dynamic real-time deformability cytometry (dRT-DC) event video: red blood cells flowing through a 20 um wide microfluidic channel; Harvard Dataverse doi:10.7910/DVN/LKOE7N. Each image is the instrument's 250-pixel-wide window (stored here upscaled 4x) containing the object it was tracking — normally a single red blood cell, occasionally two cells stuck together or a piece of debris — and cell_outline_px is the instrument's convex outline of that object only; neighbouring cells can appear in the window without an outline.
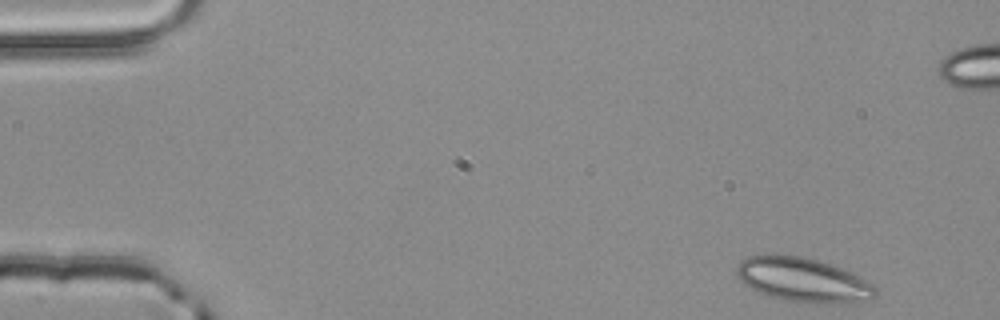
{"species": "common noctule bat (a hibernating species)", "species_latin": "Nyctalus noctula", "temperature_condition": "room temperature", "stored_images_in_passage": 3, "camera_frame_rate_fps": 3000, "um_per_image_px": 0.085, "animal": {"sex": "male", "body_mass_g": 20.4}, "frame": {"image": 1, "passage_image": 1, "time_ms": 0.0, "image_size_px": [1000, 320], "cell_outline_px": [[876, 296], [872, 300], [832, 304], [816, 304], [784, 300], [760, 292], [740, 284], [736, 276], [736, 268], [740, 260], [748, 256], [764, 252], [768, 252], [804, 256], [840, 268], [868, 280], [876, 288]], "centroid_in_image_um": [68.19, 23.77], "position_along_channel_um": 16.8, "area_um2": 36.65}}